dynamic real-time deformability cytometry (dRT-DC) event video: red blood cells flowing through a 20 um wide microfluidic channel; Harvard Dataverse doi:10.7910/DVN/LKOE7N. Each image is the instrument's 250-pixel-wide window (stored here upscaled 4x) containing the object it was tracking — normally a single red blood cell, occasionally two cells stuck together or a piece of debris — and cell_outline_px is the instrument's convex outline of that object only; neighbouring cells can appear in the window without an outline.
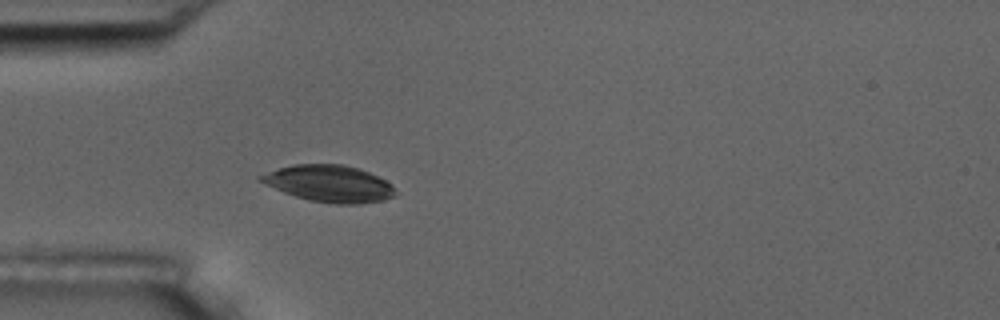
{"species": "common noctule bat (a hibernating species)", "species_latin": "Nyctalus noctula", "temperature_condition": "room temperature", "stored_images_in_passage": 3, "camera_frame_rate_fps": 3000, "um_per_image_px": 0.085, "animal": {"sex": "male", "body_mass_g": 17.5, "forearm_length_mm": 52.3}, "frame": {"image": 1, "passage_image": 3, "time_ms": 2.333, "image_size_px": [1000, 320], "cell_outline_px": [[396, 196], [384, 200], [360, 204], [336, 204], [312, 200], [296, 196], [284, 192], [256, 180], [256, 176], [292, 164], [344, 164], [360, 168], [392, 184], [396, 192]], "centroid_in_image_um": [27.99, 15.6], "position_along_channel_um": 57.0, "area_um2": 28.78}}